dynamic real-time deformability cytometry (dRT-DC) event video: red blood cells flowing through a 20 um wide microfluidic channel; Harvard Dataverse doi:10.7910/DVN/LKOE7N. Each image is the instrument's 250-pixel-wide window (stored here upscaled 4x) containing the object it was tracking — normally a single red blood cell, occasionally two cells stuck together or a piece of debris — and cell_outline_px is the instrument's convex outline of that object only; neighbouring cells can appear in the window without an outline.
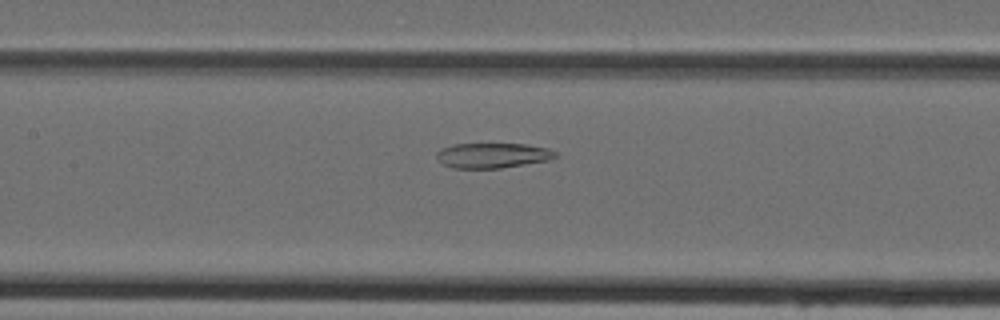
{"species": "Egyptian fruit bat (a non-hibernating species)", "species_latin": "Rousettus aegyptiacus", "temperature_condition": "cold", "stored_images_in_passage": 48, "camera_frame_rate_fps": 3000, "um_per_image_px": 0.085, "animal": {"sex": "female"}, "frame": {"image": 1, "passage_image": 23, "time_ms": 7.333, "image_size_px": [1000, 320], "cell_outline_px": [[560, 156], [552, 160], [500, 168], [452, 168], [444, 164], [436, 156], [436, 152], [440, 148], [452, 144], [524, 144], [548, 148], [556, 152]], "centroid_in_image_um": [41.91, 13.21], "position_along_channel_um": 165.5, "area_um2": 17.51}}
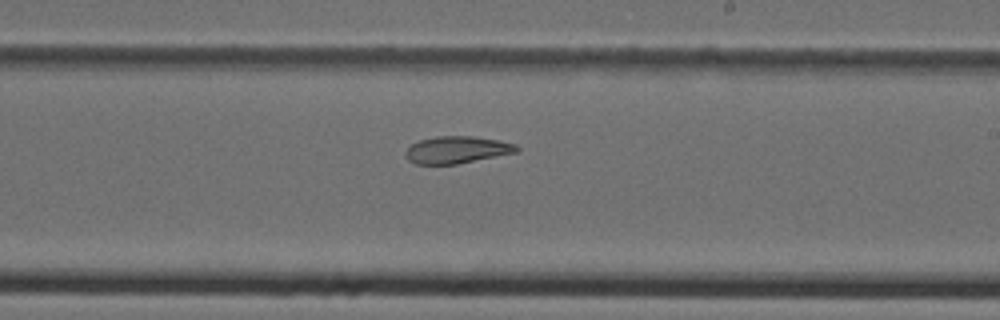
{"frame": {"image": 2, "passage_image": 29, "time_ms": 9.333, "image_size_px": [1000, 320], "cell_outline_px": [[520, 148], [516, 152], [456, 164], [416, 164], [408, 160], [404, 152], [412, 144], [420, 140], [436, 136], [472, 136], [500, 140], [516, 144]], "centroid_in_image_um": [38.83, 12.72], "position_along_channel_um": 250.2, "area_um2": 17.46}}
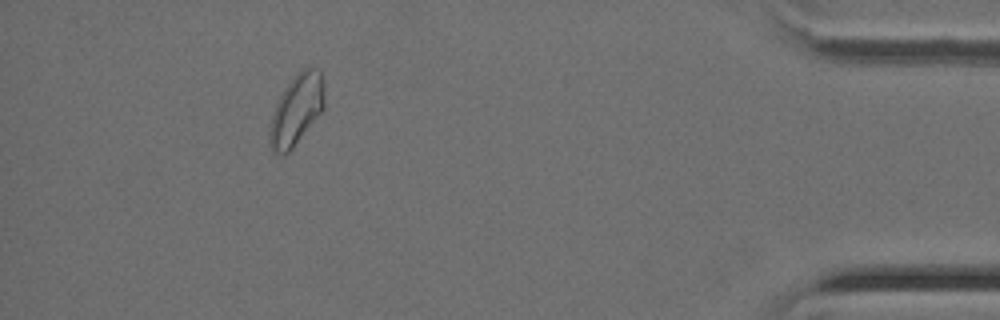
{"frame": {"image": 3, "passage_image": 44, "time_ms": 14.333, "image_size_px": [1000, 320], "cell_outline_px": [[324, 108], [292, 148], [288, 152], [276, 156], [272, 152], [268, 144], [268, 132], [272, 116], [276, 104], [284, 88], [300, 68], [320, 68], [324, 80]], "centroid_in_image_um": [25.19, 9.32], "position_along_channel_um": 410.0, "area_um2": 22.72}}